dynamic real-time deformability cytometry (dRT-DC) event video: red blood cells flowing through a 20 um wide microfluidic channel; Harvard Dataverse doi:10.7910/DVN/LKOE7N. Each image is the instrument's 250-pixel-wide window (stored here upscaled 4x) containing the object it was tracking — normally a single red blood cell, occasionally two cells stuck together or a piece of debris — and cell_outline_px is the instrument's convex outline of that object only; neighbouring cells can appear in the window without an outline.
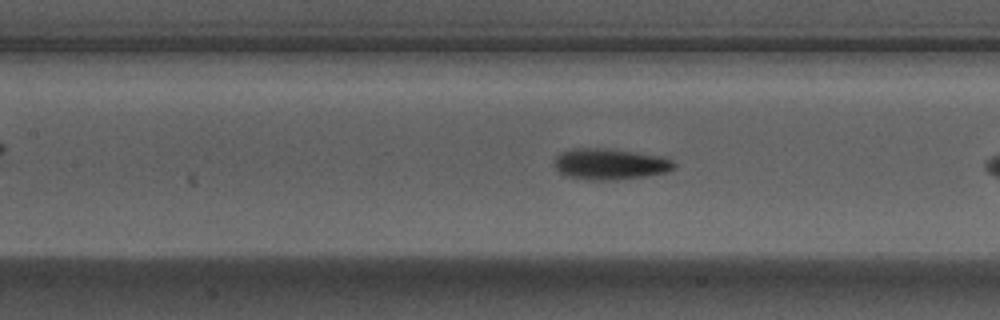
{"species": "Egyptian fruit bat (a non-hibernating species)", "species_latin": "Rousettus aegyptiacus", "temperature_condition": "warm", "stored_images_in_passage": 41, "camera_frame_rate_fps": 3000, "um_per_image_px": 0.085, "animal": {"sex": "male"}, "frame": {"image": 1, "passage_image": 9, "time_ms": 2.667, "image_size_px": [1000, 320], "cell_outline_px": [[676, 168], [668, 172], [644, 176], [616, 180], [588, 180], [564, 176], [556, 168], [556, 156], [560, 152], [572, 148], [608, 148], [656, 156], [672, 160], [676, 164]], "centroid_in_image_um": [51.83, 13.95], "position_along_channel_um": 155.6, "area_um2": 21.62}}
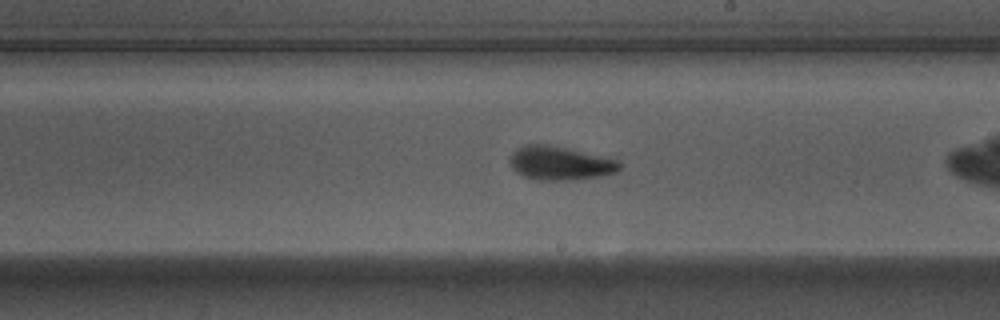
{"frame": {"image": 2, "passage_image": 16, "time_ms": 5.0, "image_size_px": [1000, 320], "cell_outline_px": [[620, 168], [616, 172], [600, 176], [576, 180], [540, 180], [524, 176], [516, 172], [512, 168], [508, 160], [512, 152], [516, 148], [524, 144], [544, 144], [564, 148], [616, 160], [620, 164]], "centroid_in_image_um": [47.52, 13.88], "position_along_channel_um": 241.5, "area_um2": 21.27}}
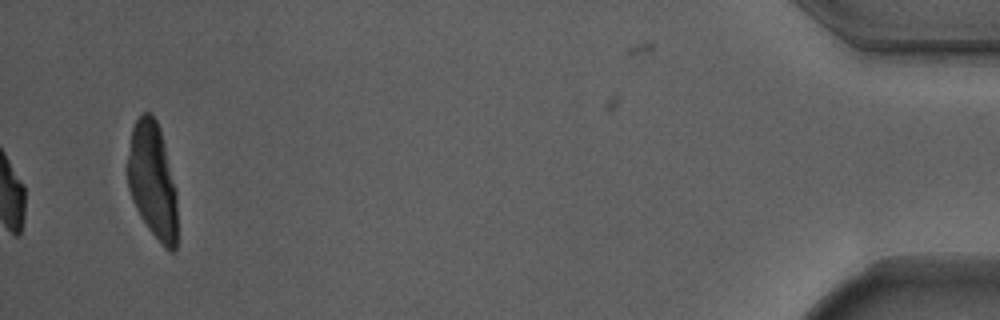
{"frame": {"image": 3, "passage_image": 41, "time_ms": 13.333, "image_size_px": [1000, 320], "cell_outline_px": [[176, 252], [168, 252], [164, 248], [148, 228], [140, 216], [132, 200], [128, 188], [128, 156], [132, 128], [140, 112], [148, 112], [156, 120], [160, 128], [176, 188]], "centroid_in_image_um": [12.97, 15.36], "position_along_channel_um": 422.2, "area_um2": 33.7}, "authors_computed_cell_mechanics": {"area_um2": 20.9814, "velocity_mm_per_s": 3.6842, "shape_relaxation_time_tau1_ms": 3.1059, "shape_relaxation_time_tau2_ms": 1.1547, "deformation_change_tau1": 0.1208, "deformation_change_tau2": 0.0629}}